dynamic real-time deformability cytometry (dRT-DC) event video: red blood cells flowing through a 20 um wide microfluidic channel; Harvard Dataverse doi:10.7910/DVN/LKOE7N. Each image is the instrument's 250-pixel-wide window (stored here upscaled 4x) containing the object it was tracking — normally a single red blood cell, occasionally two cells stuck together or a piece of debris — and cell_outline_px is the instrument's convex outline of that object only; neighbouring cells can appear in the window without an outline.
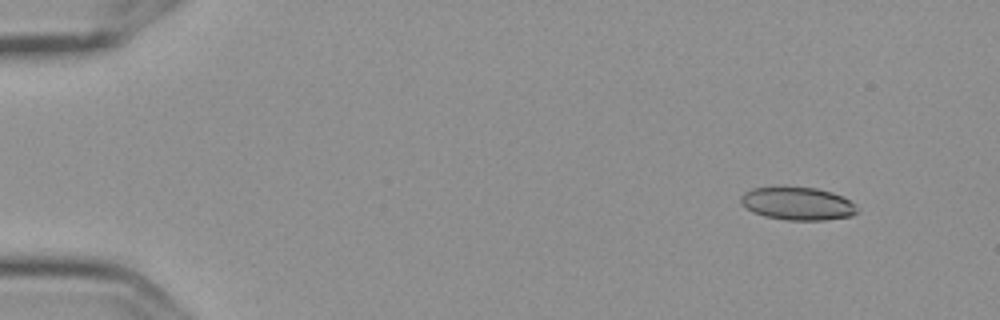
{"species": "Egyptian fruit bat (a non-hibernating species)", "species_latin": "Rousettus aegyptiacus", "temperature_condition": "cold", "stored_images_in_passage": 5, "camera_frame_rate_fps": 3000, "um_per_image_px": 0.085, "frame": {"image": 1, "passage_image": 2, "time_ms": 0.333, "image_size_px": [1000, 320], "cell_outline_px": [[860, 212], [852, 216], [824, 220], [788, 220], [764, 216], [752, 212], [740, 204], [740, 196], [744, 192], [752, 188], [784, 184], [816, 188], [832, 192], [844, 196], [856, 204], [860, 208]], "centroid_in_image_um": [67.8, 17.27], "position_along_channel_um": 17.2, "area_um2": 23.41}}